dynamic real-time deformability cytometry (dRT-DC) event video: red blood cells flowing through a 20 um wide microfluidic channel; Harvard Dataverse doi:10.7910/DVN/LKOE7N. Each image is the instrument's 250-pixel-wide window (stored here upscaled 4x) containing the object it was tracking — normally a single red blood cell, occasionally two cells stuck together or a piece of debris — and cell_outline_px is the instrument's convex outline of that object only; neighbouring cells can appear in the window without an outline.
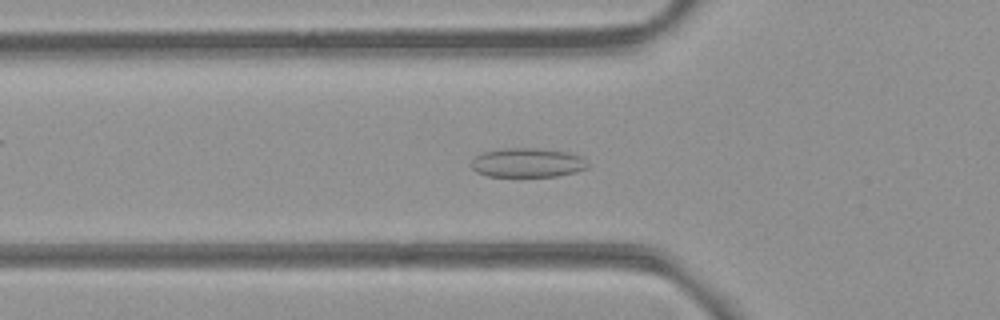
{"species": "common noctule bat (a hibernating species)", "species_latin": "Nyctalus noctula", "temperature_condition": "room temperature", "stored_images_in_passage": 54, "camera_frame_rate_fps": 3000, "um_per_image_px": 0.085, "animal": {"sex": "female", "body_mass_g": 21.9}, "frame": {"image": 1, "passage_image": 18, "time_ms": 5.667, "image_size_px": [1000, 320], "cell_outline_px": [[588, 168], [576, 172], [556, 176], [488, 176], [476, 172], [472, 168], [472, 160], [476, 156], [484, 152], [504, 148], [536, 148], [568, 152], [580, 156], [588, 164]], "centroid_in_image_um": [44.84, 13.83], "position_along_channel_um": 81.0, "area_um2": 19.71}}
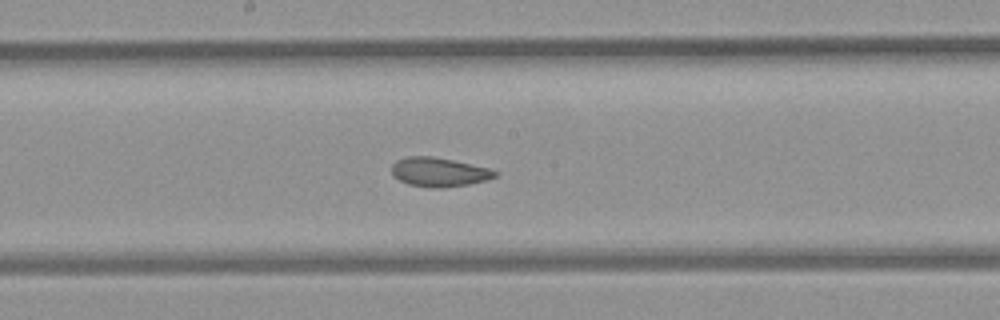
{"frame": {"image": 2, "passage_image": 28, "time_ms": 9.0, "image_size_px": [1000, 320], "cell_outline_px": [[496, 176], [488, 180], [468, 184], [444, 188], [432, 188], [408, 184], [392, 176], [392, 164], [396, 160], [408, 156], [432, 156], [452, 160], [488, 168], [496, 172]], "centroid_in_image_um": [37.27, 14.63], "position_along_channel_um": 210.9, "area_um2": 17.46}}
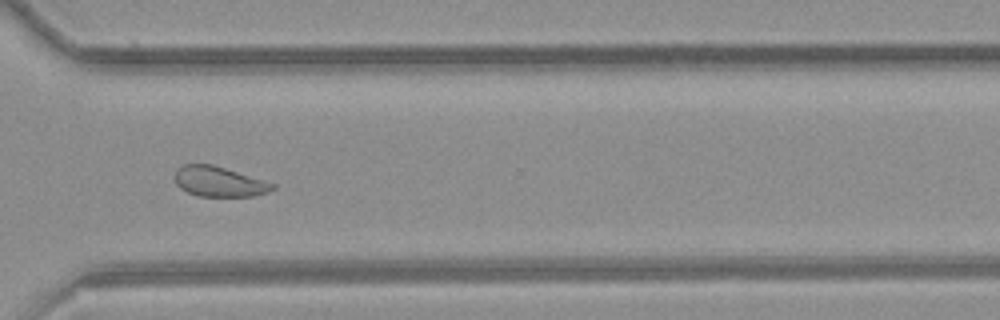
{"frame": {"image": 3, "passage_image": 39, "time_ms": 12.667, "image_size_px": [1000, 320], "cell_outline_px": [[276, 188], [268, 192], [252, 196], [200, 196], [188, 192], [180, 188], [176, 184], [176, 172], [184, 164], [212, 164], [276, 184]], "centroid_in_image_um": [18.65, 15.44], "position_along_channel_um": 352.0, "area_um2": 16.88}, "authors_computed_cell_mechanics": {"area_um2": 19.5653, "velocity_mm_per_s": 3.8607, "shape_relaxation_time_tau1_ms": null, "shape_relaxation_time_tau2_ms": 2.9988, "deformation_change_tau1": null, "deformation_change_tau2": 0.0699}}